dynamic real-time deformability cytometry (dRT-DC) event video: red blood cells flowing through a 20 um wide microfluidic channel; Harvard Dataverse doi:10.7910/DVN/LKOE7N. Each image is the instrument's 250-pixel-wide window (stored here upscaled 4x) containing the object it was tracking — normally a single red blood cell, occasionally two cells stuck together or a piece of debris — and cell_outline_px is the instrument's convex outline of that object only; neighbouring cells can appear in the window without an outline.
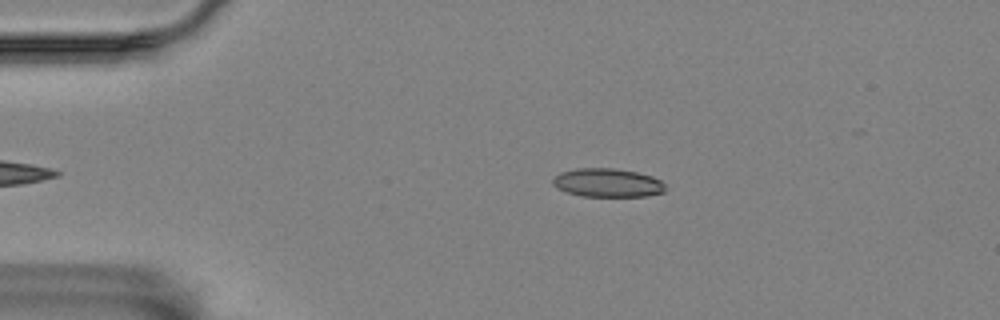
{"species": "Egyptian fruit bat (a non-hibernating species)", "species_latin": "Rousettus aegyptiacus", "temperature_condition": "room temperature", "stored_images_in_passage": 28, "camera_frame_rate_fps": 3000, "um_per_image_px": 0.085, "animal": {"sex": "female"}, "frame": {"image": 1, "passage_image": 4, "time_ms": 1.0, "image_size_px": [1000, 320], "cell_outline_px": [[664, 192], [648, 196], [580, 196], [556, 188], [552, 184], [552, 180], [560, 172], [576, 168], [616, 168], [636, 172], [652, 176], [660, 180], [664, 184]], "centroid_in_image_um": [51.62, 15.53], "position_along_channel_um": 33.4, "area_um2": 18.79}}
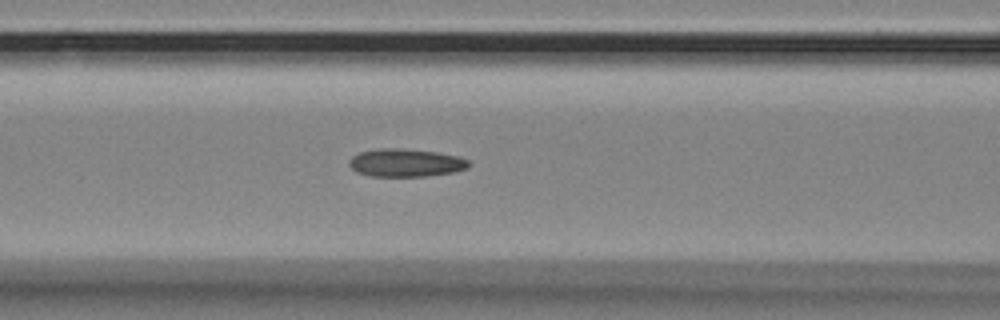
{"frame": {"image": 2, "passage_image": 16, "time_ms": 5.0, "image_size_px": [1000, 320], "cell_outline_px": [[468, 168], [452, 172], [428, 176], [372, 176], [356, 172], [348, 164], [348, 160], [352, 156], [360, 152], [376, 148], [400, 148], [436, 152], [456, 156], [468, 160]], "centroid_in_image_um": [34.43, 13.83], "position_along_channel_um": 132.2, "area_um2": 19.42}}
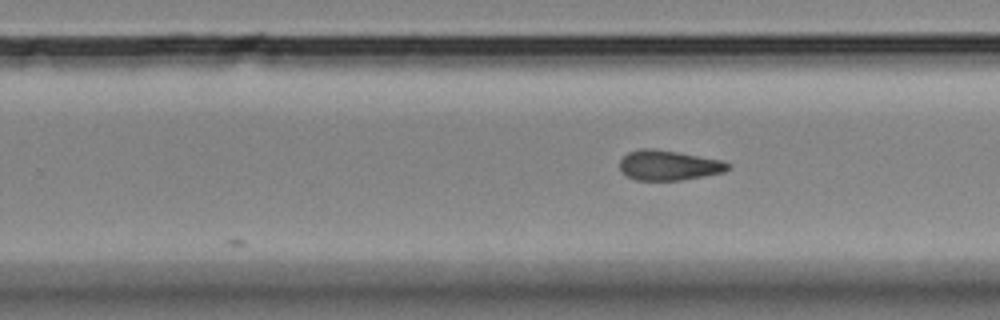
{"frame": {"image": 3, "passage_image": 28, "time_ms": 9.0, "image_size_px": [1000, 320], "cell_outline_px": [[732, 168], [724, 172], [680, 180], [636, 180], [628, 176], [620, 168], [620, 160], [628, 152], [640, 148], [652, 148], [724, 160]], "centroid_in_image_um": [56.85, 14.04], "position_along_channel_um": 272.9, "area_um2": 18.79}}